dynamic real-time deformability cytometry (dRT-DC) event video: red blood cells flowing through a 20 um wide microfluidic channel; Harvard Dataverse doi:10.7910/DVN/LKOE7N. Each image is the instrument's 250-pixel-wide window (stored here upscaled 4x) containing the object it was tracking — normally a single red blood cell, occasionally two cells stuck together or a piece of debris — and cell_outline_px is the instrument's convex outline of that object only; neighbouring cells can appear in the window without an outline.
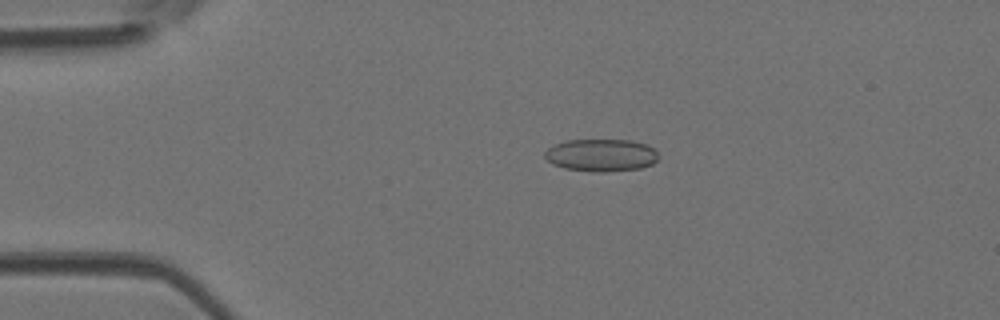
{"species": "Egyptian fruit bat (a non-hibernating species)", "species_latin": "Rousettus aegyptiacus", "temperature_condition": "room temperature", "stored_images_in_passage": 5, "camera_frame_rate_fps": 3000, "um_per_image_px": 0.085, "animal": {"sex": "female"}, "frame": {"image": 1, "passage_image": 4, "time_ms": 1.0, "image_size_px": [1000, 320], "cell_outline_px": [[660, 156], [652, 164], [640, 168], [604, 172], [592, 172], [564, 168], [552, 164], [544, 156], [544, 152], [548, 148], [564, 140], [632, 140], [648, 144]], "centroid_in_image_um": [51.1, 13.19], "position_along_channel_um": 33.9, "area_um2": 21.62}}